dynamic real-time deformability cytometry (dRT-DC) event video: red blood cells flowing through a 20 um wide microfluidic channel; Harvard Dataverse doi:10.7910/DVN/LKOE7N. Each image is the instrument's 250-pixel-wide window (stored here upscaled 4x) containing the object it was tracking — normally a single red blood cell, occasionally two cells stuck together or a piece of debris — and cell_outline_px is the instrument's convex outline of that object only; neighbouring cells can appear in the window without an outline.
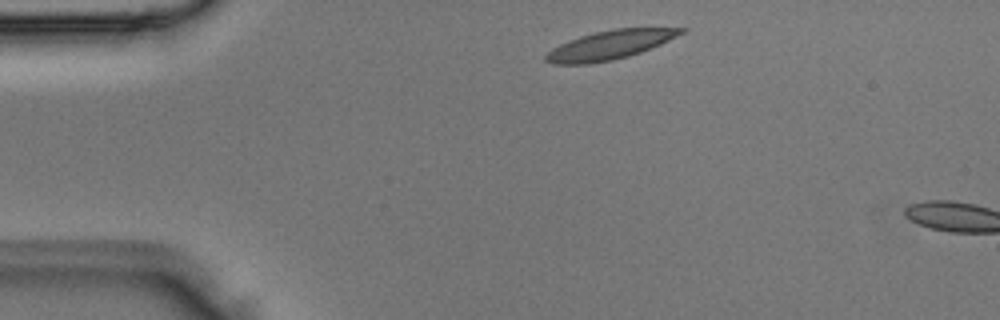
{"species": "Egyptian fruit bat (a non-hibernating species)", "species_latin": "Rousettus aegyptiacus", "temperature_condition": "room temperature", "stored_images_in_passage": 2, "camera_frame_rate_fps": 3000, "um_per_image_px": 0.085, "animal": {"sex": "male"}, "frame": {"image": 1, "passage_image": 1, "time_ms": 0.0, "image_size_px": [1000, 320], "cell_outline_px": [[688, 28], [684, 32], [660, 44], [640, 52], [628, 56], [612, 60], [588, 64], [552, 64], [544, 60], [544, 56], [552, 48], [568, 40], [580, 36], [596, 32], [616, 28]], "centroid_in_image_um": [51.78, 3.83], "position_along_channel_um": 33.2, "area_um2": 22.54}}